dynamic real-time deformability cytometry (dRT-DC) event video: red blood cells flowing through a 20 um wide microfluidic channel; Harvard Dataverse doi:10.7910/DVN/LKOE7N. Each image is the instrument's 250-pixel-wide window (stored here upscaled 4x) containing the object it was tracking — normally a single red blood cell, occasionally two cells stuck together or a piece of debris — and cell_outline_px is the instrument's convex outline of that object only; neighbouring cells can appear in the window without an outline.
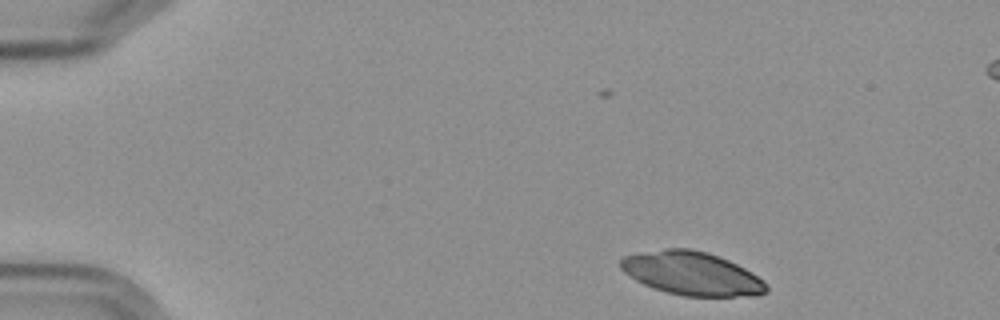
{"species": "Egyptian fruit bat (a non-hibernating species)", "species_latin": "Rousettus aegyptiacus", "temperature_condition": "cold", "stored_images_in_passage": 4, "camera_frame_rate_fps": 3000, "um_per_image_px": 0.085, "frame": {"image": 1, "passage_image": 1, "time_ms": 0.0, "image_size_px": [1000, 320], "cell_outline_px": [[768, 292], [756, 296], [684, 296], [652, 288], [636, 280], [624, 272], [620, 268], [620, 260], [624, 256], [664, 248], [688, 248], [708, 252], [720, 256], [752, 272], [764, 280], [768, 284]], "centroid_in_image_um": [58.84, 23.25], "position_along_channel_um": 26.2, "area_um2": 36.99}}